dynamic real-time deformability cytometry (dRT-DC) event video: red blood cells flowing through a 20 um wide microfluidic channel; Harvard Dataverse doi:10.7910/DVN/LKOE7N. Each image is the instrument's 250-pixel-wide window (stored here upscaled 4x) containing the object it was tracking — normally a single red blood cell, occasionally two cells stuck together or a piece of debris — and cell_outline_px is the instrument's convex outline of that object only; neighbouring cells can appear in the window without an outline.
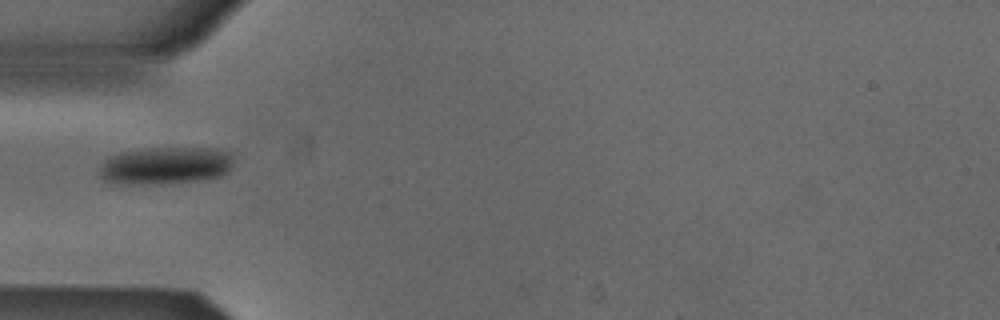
{"species": "Egyptian fruit bat (a non-hibernating species)", "species_latin": "Rousettus aegyptiacus", "temperature_condition": "cold", "stored_images_in_passage": 29, "camera_frame_rate_fps": 3000, "um_per_image_px": 0.085, "animal": {"sex": "male"}, "frame": {"image": 1, "passage_image": 1, "time_ms": 0.0, "image_size_px": [1000, 320], "cell_outline_px": [[232, 164], [228, 172], [220, 176], [196, 180], [160, 184], [132, 184], [104, 180], [100, 176], [100, 164], [108, 156], [120, 152], [148, 148], [216, 148], [232, 152]], "centroid_in_image_um": [14.07, 14.05], "position_along_channel_um": 70.9, "area_um2": 29.3}}
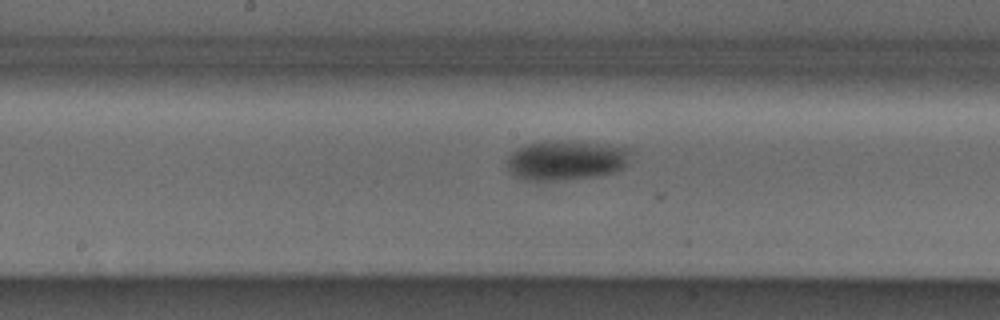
{"frame": {"image": 2, "passage_image": 11, "time_ms": 3.333, "image_size_px": [1000, 320], "cell_outline_px": [[632, 148], [624, 164], [616, 172], [592, 176], [556, 180], [524, 180], [516, 176], [508, 168], [508, 156], [512, 152], [528, 144], [548, 140], [568, 140]], "centroid_in_image_um": [48.09, 13.6], "position_along_channel_um": 200.1, "area_um2": 28.15}}
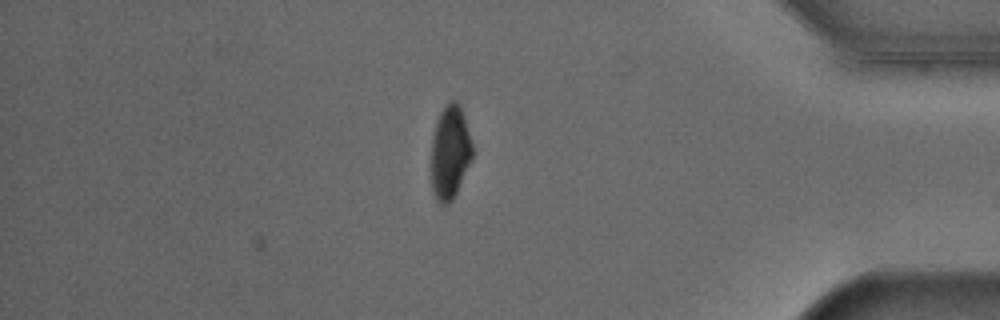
{"frame": {"image": 3, "passage_image": 29, "time_ms": 9.333, "image_size_px": [1000, 320], "cell_outline_px": [[472, 160], [452, 200], [448, 204], [440, 204], [436, 200], [432, 188], [432, 136], [436, 120], [444, 104], [448, 100], [456, 100], [460, 104], [464, 116], [472, 144]], "centroid_in_image_um": [38.25, 12.9], "position_along_channel_um": 397.0, "area_um2": 22.54}}